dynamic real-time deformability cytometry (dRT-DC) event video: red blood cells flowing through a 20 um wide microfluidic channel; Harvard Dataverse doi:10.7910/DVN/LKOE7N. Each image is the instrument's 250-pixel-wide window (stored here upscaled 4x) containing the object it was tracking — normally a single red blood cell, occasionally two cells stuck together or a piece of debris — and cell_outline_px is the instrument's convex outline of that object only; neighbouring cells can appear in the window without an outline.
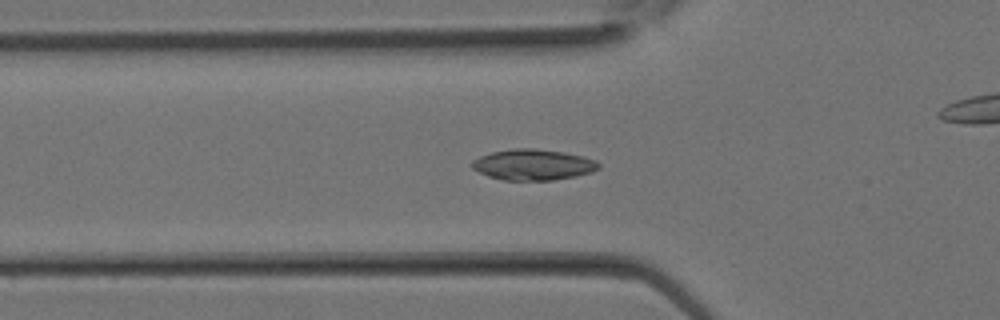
{"species": "Egyptian fruit bat (a non-hibernating species)", "species_latin": "Rousettus aegyptiacus", "temperature_condition": "room temperature", "stored_images_in_passage": 16, "segment_of_instrument_passage": [1, 2], "camera_frame_rate_fps": 3000, "um_per_image_px": 0.085, "animal": {"sex": "female"}, "frame": {"image": 1, "passage_image": 5, "time_ms": 1.333, "image_size_px": [1000, 320], "cell_outline_px": [[600, 168], [592, 172], [576, 176], [552, 180], [504, 180], [488, 176], [472, 168], [472, 160], [480, 156], [492, 152], [516, 148], [532, 148], [564, 152], [596, 160], [600, 164]], "centroid_in_image_um": [45.32, 14.0], "position_along_channel_um": 80.5, "area_um2": 22.66}}
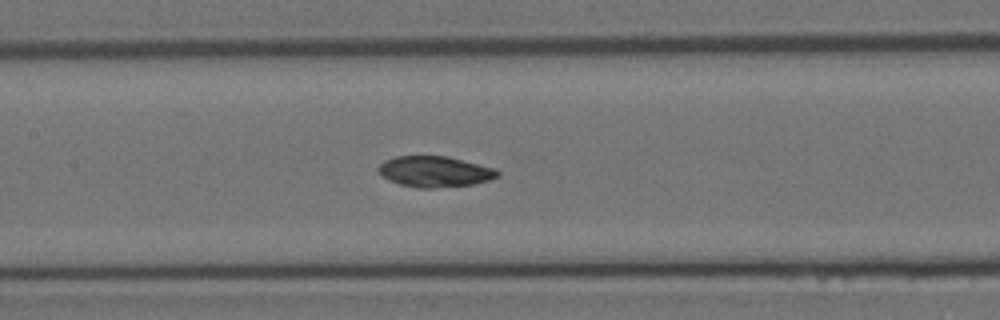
{"frame": {"image": 2, "passage_image": 9, "time_ms": 2.667, "image_size_px": [1000, 320], "cell_outline_px": [[500, 176], [492, 180], [472, 184], [432, 188], [416, 188], [400, 184], [388, 180], [376, 168], [384, 160], [396, 156], [448, 156], [492, 168], [500, 172]], "centroid_in_image_um": [36.95, 14.59], "position_along_channel_um": 170.5, "area_um2": 21.33}}
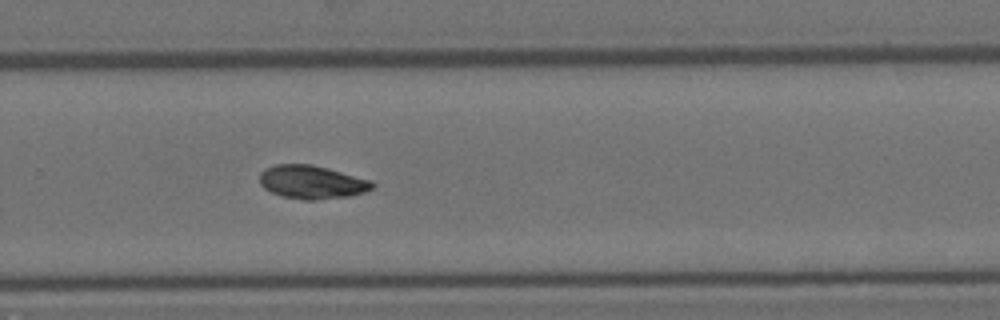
{"frame": {"image": 3, "passage_image": 15, "time_ms": 4.667, "image_size_px": [1000, 320], "cell_outline_px": [[376, 184], [372, 188], [364, 192], [352, 196], [316, 200], [304, 200], [280, 196], [264, 188], [260, 184], [260, 172], [264, 168], [276, 164], [312, 164], [328, 168], [372, 180]], "centroid_in_image_um": [26.51, 15.48], "position_along_channel_um": 303.3, "area_um2": 22.2}}